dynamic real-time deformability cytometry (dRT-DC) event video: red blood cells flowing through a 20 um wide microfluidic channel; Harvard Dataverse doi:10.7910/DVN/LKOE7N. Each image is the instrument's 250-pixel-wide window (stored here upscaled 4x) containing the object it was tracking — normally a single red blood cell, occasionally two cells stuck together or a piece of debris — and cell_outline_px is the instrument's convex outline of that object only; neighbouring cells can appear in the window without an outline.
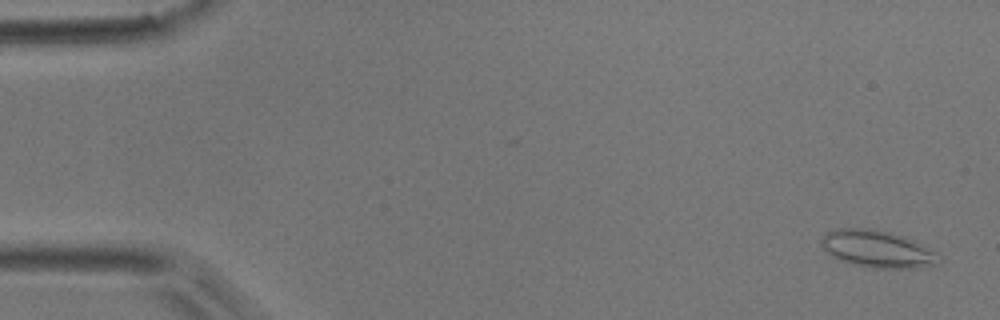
{"species": "common noctule bat (a hibernating species)", "species_latin": "Nyctalus noctula", "temperature_condition": "room temperature", "stored_images_in_passage": 52, "camera_frame_rate_fps": 3000, "um_per_image_px": 0.085, "animal": {"sex": "male", "body_mass_g": 17.9}, "frame": {"image": 1, "passage_image": 2, "time_ms": 0.333, "image_size_px": [1000, 320], "cell_outline_px": [[940, 260], [936, 264], [920, 268], [864, 268], [840, 260], [832, 256], [820, 244], [820, 240], [828, 232], [836, 228], [872, 228], [904, 236], [936, 252]], "centroid_in_image_um": [74.55, 21.17], "position_along_channel_um": 10.4, "area_um2": 25.43}}
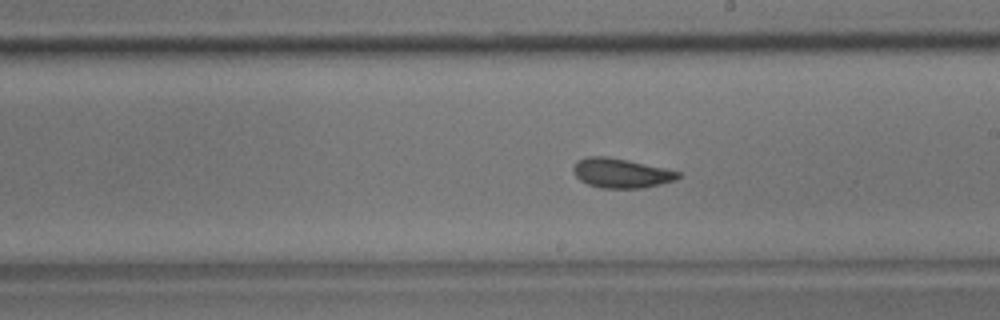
{"frame": {"image": 2, "passage_image": 29, "time_ms": 9.333, "image_size_px": [1000, 320], "cell_outline_px": [[680, 176], [676, 180], [644, 188], [600, 188], [588, 184], [580, 180], [572, 172], [572, 168], [576, 160], [588, 156], [608, 156], [628, 160], [664, 168], [680, 172]], "centroid_in_image_um": [52.75, 14.71], "position_along_channel_um": 236.2, "area_um2": 18.15}}
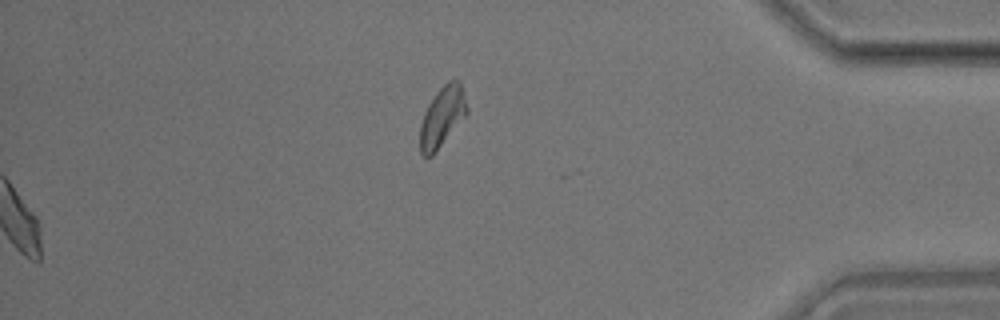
{"frame": {"image": 3, "passage_image": 52, "time_ms": 17.0, "image_size_px": [1000, 320], "cell_outline_px": [[468, 112], [432, 156], [424, 156], [420, 152], [420, 124], [424, 112], [428, 104], [436, 92], [448, 80], [460, 80], [468, 108]], "centroid_in_image_um": [37.58, 9.9], "position_along_channel_um": 397.6, "area_um2": 16.3}, "authors_computed_cell_mechanics": {"area_um2": 18.1492, "velocity_mm_per_s": 3.901, "shape_relaxation_time_tau1_ms": 4.2623, "shape_relaxation_time_tau2_ms": 0.9596, "deformation_change_tau1": 0.1051, "deformation_change_tau2": 0.0529}}